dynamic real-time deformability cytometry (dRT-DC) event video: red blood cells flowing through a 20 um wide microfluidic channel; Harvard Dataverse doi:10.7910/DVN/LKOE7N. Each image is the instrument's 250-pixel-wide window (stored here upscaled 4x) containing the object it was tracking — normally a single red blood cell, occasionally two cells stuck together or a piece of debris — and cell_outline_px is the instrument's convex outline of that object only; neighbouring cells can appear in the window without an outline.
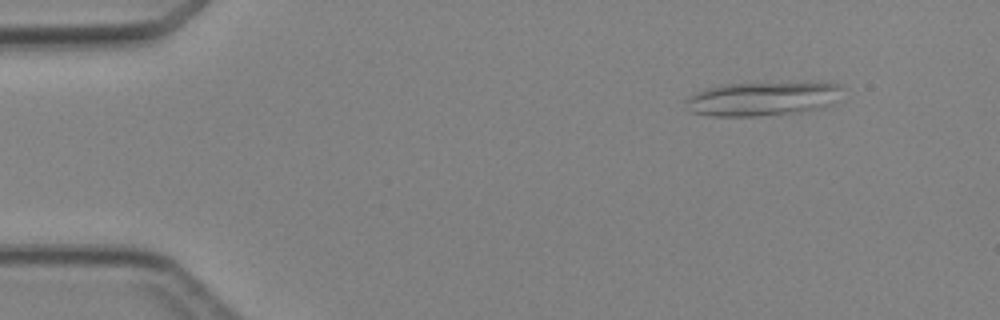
{"species": "Egyptian fruit bat (a non-hibernating species)", "species_latin": "Rousettus aegyptiacus", "temperature_condition": "cold", "stored_images_in_passage": 4, "camera_frame_rate_fps": 3000, "um_per_image_px": 0.085, "animal": {"sex": "female"}, "frame": {"image": 1, "passage_image": 2, "time_ms": 1.0, "image_size_px": [1000, 320], "cell_outline_px": [[844, 88], [836, 104], [824, 108], [800, 112], [756, 116], [712, 116], [692, 112], [684, 104], [684, 100], [688, 96], [704, 88], [720, 84], [840, 84]], "centroid_in_image_um": [64.79, 8.42], "position_along_channel_um": 20.2, "area_um2": 30.92}}